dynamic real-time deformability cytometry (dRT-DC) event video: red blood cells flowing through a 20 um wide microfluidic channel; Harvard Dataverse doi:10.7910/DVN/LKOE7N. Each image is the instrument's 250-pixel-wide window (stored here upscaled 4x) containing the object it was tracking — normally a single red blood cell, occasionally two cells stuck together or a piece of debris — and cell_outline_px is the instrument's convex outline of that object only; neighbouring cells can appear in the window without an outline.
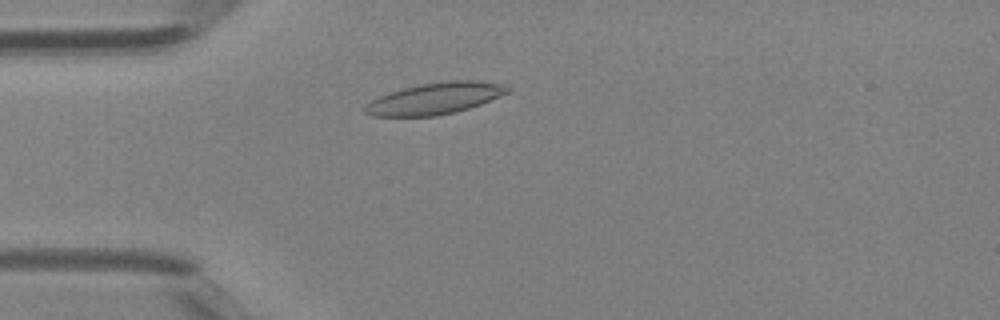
{"species": "Egyptian fruit bat (a non-hibernating species)", "species_latin": "Rousettus aegyptiacus", "temperature_condition": "room temperature", "stored_images_in_passage": 39, "camera_frame_rate_fps": 3000, "um_per_image_px": 0.085, "animal": {"sex": "female"}, "frame": {"image": 1, "passage_image": 8, "time_ms": 2.333, "image_size_px": [1000, 320], "cell_outline_px": [[512, 88], [508, 92], [500, 96], [480, 104], [456, 112], [436, 116], [372, 116], [364, 112], [364, 104], [388, 92], [420, 84], [448, 80], [480, 80], [500, 84]], "centroid_in_image_um": [36.96, 8.36], "position_along_channel_um": 48.0, "area_um2": 26.18}}
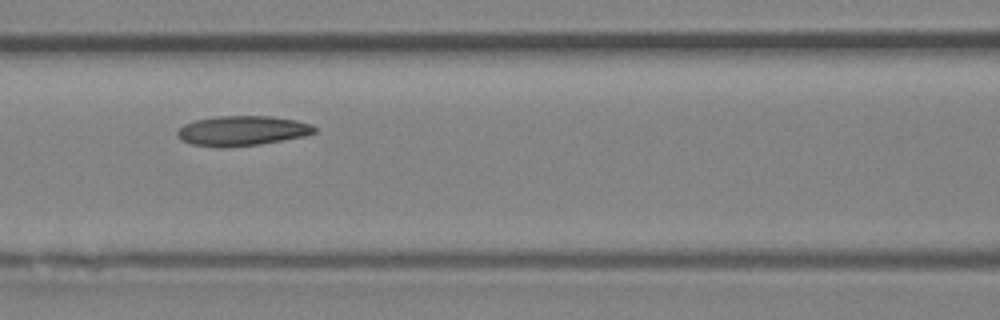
{"frame": {"image": 2, "passage_image": 15, "time_ms": 4.667, "image_size_px": [1000, 320], "cell_outline_px": [[316, 132], [304, 136], [260, 144], [228, 148], [216, 148], [192, 144], [180, 140], [176, 136], [176, 132], [184, 124], [192, 120], [216, 116], [272, 116], [296, 120], [312, 124], [316, 128]], "centroid_in_image_um": [20.54, 11.12], "position_along_channel_um": 146.1, "area_um2": 24.28}}
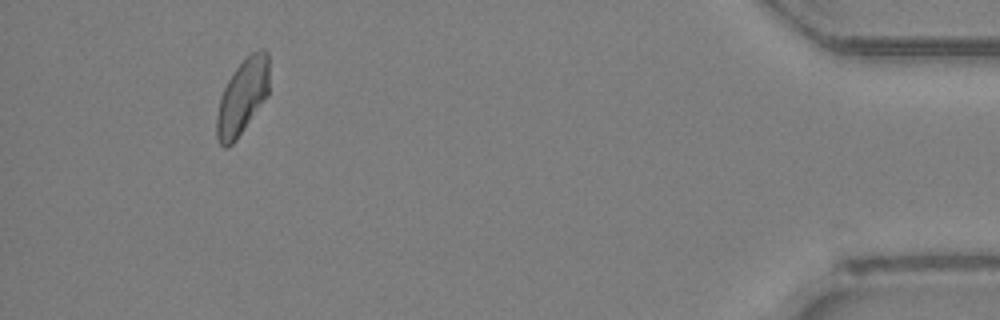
{"frame": {"image": 3, "passage_image": 36, "time_ms": 11.667, "image_size_px": [1000, 320], "cell_outline_px": [[268, 96], [236, 140], [228, 148], [224, 148], [220, 144], [216, 136], [216, 116], [220, 100], [224, 88], [232, 72], [252, 52], [260, 48], [264, 48], [268, 52]], "centroid_in_image_um": [20.6, 8.24], "position_along_channel_um": 414.6, "area_um2": 23.0}}